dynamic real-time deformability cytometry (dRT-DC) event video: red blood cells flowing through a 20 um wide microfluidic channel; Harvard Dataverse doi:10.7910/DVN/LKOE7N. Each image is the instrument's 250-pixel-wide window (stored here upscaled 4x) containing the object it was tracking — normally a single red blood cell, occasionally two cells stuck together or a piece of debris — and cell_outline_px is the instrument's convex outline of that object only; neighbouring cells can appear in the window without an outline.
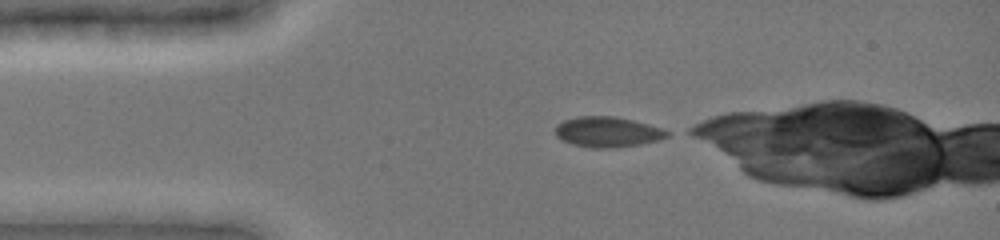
{"species": "common noctule bat (a hibernating species)", "species_latin": "Nyctalus noctula", "temperature_condition": "cold", "stored_images_in_passage": 10, "camera_frame_rate_fps": 3000, "um_per_image_px": 0.085, "animal": {"sex": "female", "body_mass_g": 19.0, "forearm_length_mm": 51.5}, "frame": {"image": 1, "passage_image": 1, "time_ms": 0.0, "image_size_px": [1000, 240], "cell_outline_px": [[672, 132], [668, 136], [656, 140], [640, 144], [616, 148], [592, 148], [572, 144], [556, 136], [556, 124], [564, 120], [576, 116], [616, 116], [664, 128]], "centroid_in_image_um": [51.65, 11.21], "position_along_channel_um": 33.3, "area_um2": 19.88}}
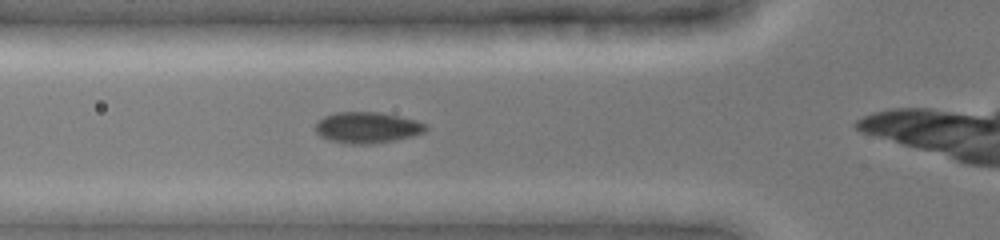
{"frame": {"image": 2, "passage_image": 7, "time_ms": 2.333, "image_size_px": [1000, 240], "cell_outline_px": [[428, 128], [424, 132], [412, 136], [396, 140], [368, 144], [352, 144], [328, 140], [320, 136], [316, 132], [316, 124], [324, 116], [336, 112], [380, 112], [400, 116], [416, 120], [428, 124]], "centroid_in_image_um": [31.24, 10.84], "position_along_channel_um": 94.6, "area_um2": 20.06}}